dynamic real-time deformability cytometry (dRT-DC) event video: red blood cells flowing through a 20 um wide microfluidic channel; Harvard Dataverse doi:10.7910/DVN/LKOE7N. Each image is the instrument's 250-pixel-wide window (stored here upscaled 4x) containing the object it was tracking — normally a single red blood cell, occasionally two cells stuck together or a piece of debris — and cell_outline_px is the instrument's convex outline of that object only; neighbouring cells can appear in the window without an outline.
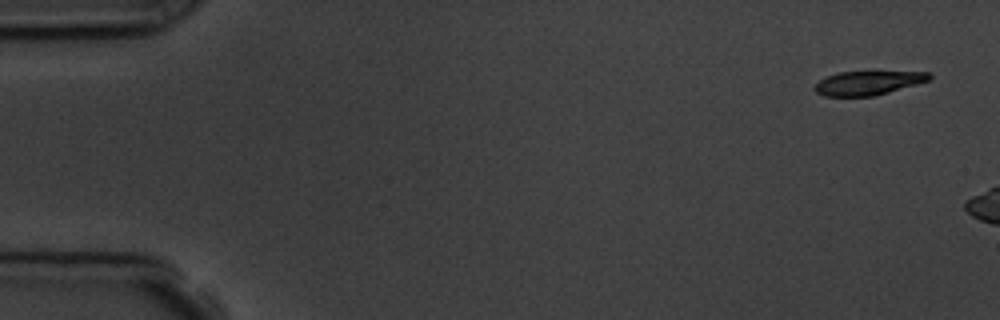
{"species": "common noctule bat (a hibernating species)", "species_latin": "Nyctalus noctula", "temperature_condition": "room temperature", "stored_images_in_passage": 4, "camera_frame_rate_fps": 3000, "um_per_image_px": 0.085, "animal": {"sex": "male", "body_mass_g": 19.5, "forearm_length_mm": 54.6}, "frame": {"image": 1, "passage_image": 1, "time_ms": 0.0, "image_size_px": [1000, 320], "cell_outline_px": [[932, 76], [928, 80], [916, 84], [888, 92], [872, 96], [824, 96], [816, 92], [812, 88], [820, 80], [828, 76], [840, 72], [928, 72]], "centroid_in_image_um": [73.74, 7.06], "position_along_channel_um": 11.3, "area_um2": 15.66}}